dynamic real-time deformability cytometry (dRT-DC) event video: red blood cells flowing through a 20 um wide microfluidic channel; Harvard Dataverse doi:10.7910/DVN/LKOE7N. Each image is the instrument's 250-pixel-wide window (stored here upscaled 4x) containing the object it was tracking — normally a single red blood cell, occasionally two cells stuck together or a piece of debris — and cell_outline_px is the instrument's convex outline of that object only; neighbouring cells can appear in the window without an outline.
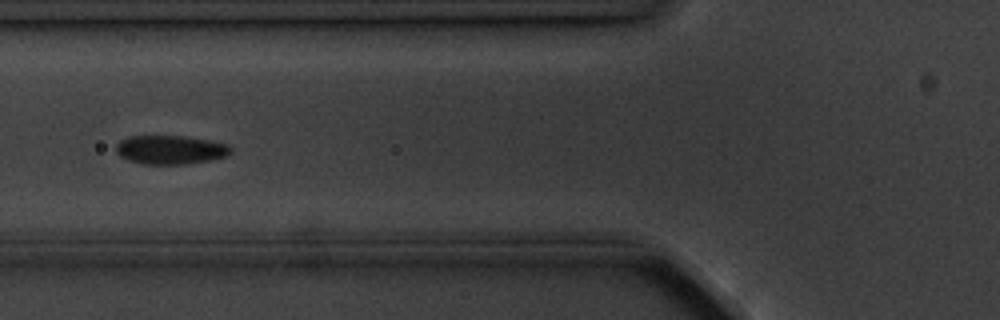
{"species": "common noctule bat (a hibernating species)", "species_latin": "Nyctalus noctula", "temperature_condition": "cold", "stored_images_in_passage": 8, "camera_frame_rate_fps": 3000, "um_per_image_px": 0.085, "animal": {"sex": "male", "body_mass_g": 20.1, "forearm_length_mm": 53.5}, "frame": {"image": 1, "passage_image": 3, "time_ms": 2.0, "image_size_px": [1000, 320], "cell_outline_px": [[232, 152], [228, 156], [208, 160], [184, 164], [144, 164], [128, 160], [120, 156], [116, 152], [116, 144], [120, 140], [128, 136], [184, 136], [208, 140], [228, 144], [232, 148]], "centroid_in_image_um": [14.48, 12.72], "position_along_channel_um": 111.3, "area_um2": 19.31}}